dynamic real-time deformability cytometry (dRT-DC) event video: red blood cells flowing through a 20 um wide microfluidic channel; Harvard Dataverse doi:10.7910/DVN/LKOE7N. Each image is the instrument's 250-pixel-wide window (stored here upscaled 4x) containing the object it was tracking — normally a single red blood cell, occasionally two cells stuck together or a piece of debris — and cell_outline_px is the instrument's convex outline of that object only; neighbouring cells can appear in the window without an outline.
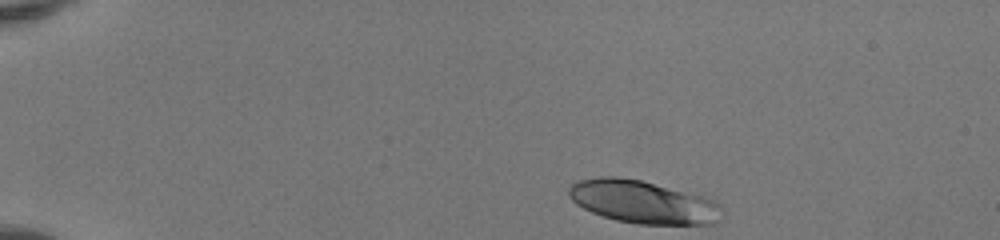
{"species": "human", "species_latin": "Homo sapiens", "temperature_condition": "room temperature", "stored_images_in_passage": 42, "camera_frame_rate_fps": 3000, "um_per_image_px": 0.085, "donor": {"sex": "female"}, "frame": {"image": 1, "passage_image": 1, "time_ms": 0.0, "image_size_px": [1000, 240], "cell_outline_px": [[724, 208], [720, 220], [716, 224], [636, 224], [616, 220], [592, 212], [576, 204], [568, 196], [568, 188], [576, 180], [600, 176], [616, 176], [640, 180], [704, 196], [716, 200]], "centroid_in_image_um": [54.68, 17.16], "position_along_channel_um": 30.3, "area_um2": 38.61}}
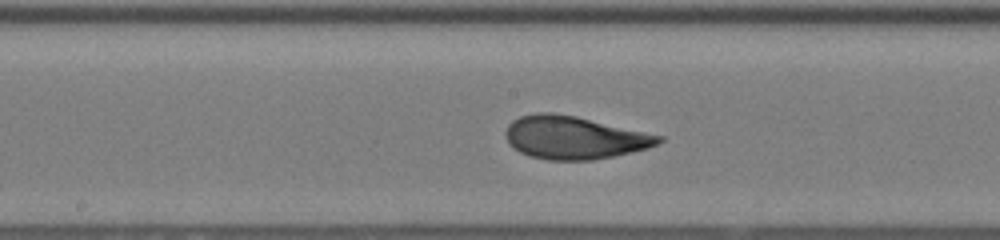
{"frame": {"image": 2, "passage_image": 20, "time_ms": 6.333, "image_size_px": [1000, 240], "cell_outline_px": [[664, 140], [648, 148], [632, 152], [592, 160], [548, 160], [528, 156], [520, 152], [508, 144], [504, 136], [504, 132], [508, 124], [512, 120], [520, 116], [536, 112], [552, 112], [576, 116], [664, 136]], "centroid_in_image_um": [48.76, 11.69], "position_along_channel_um": 199.4, "area_um2": 38.49}}
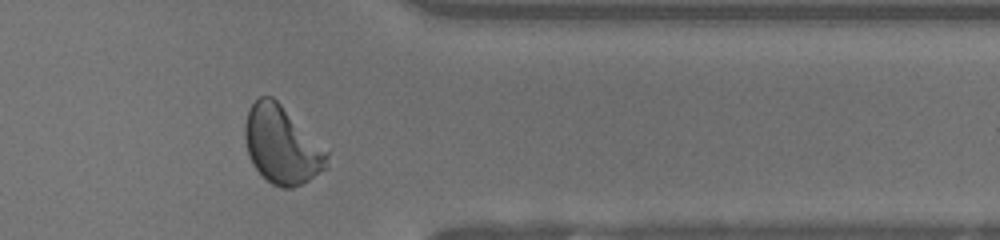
{"frame": {"image": 3, "passage_image": 34, "time_ms": 11.0, "image_size_px": [1000, 240], "cell_outline_px": [[328, 168], [308, 180], [292, 188], [284, 188], [272, 184], [252, 164], [248, 156], [244, 136], [244, 124], [248, 112], [252, 104], [260, 96], [272, 96], [328, 152]], "centroid_in_image_um": [23.94, 12.34], "position_along_channel_um": 387.5, "area_um2": 36.59}, "authors_computed_cell_mechanics": {"area_um2": 37.3966, "velocity_mm_per_s": 4.1355, "shape_relaxation_time_tau1_ms": 4.0484, "shape_relaxation_time_tau2_ms": null, "deformation_change_tau1": 0.2074, "deformation_change_tau2": null}}